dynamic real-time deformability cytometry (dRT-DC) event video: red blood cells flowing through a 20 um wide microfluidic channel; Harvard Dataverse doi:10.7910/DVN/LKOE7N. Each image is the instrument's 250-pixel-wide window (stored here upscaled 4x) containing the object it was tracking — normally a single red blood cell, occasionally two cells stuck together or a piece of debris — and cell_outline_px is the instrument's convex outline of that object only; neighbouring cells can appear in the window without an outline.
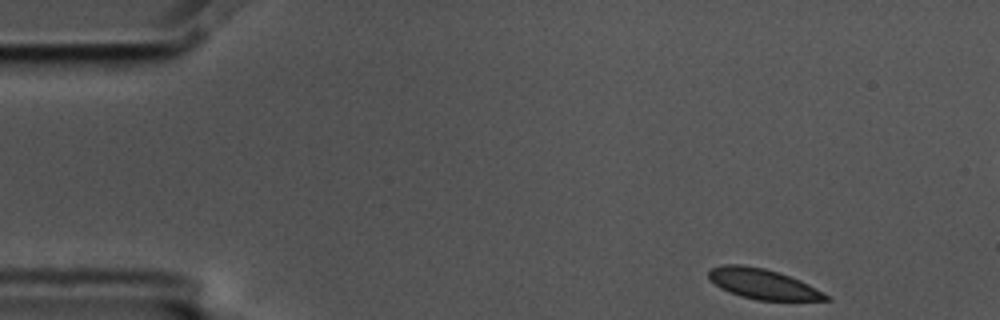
{"species": "common noctule bat (a hibernating species)", "species_latin": "Nyctalus noctula", "temperature_condition": "cold", "stored_images_in_passage": 52, "segment_of_instrument_passage": [1, 2], "camera_frame_rate_fps": 3000, "um_per_image_px": 0.085, "animal": {"sex": "male", "body_mass_g": 17.5, "forearm_length_mm": 52.3}, "frame": {"image": 1, "passage_image": 1, "time_ms": 0.0, "image_size_px": [1000, 320], "cell_outline_px": [[832, 300], [760, 300], [740, 296], [728, 292], [720, 288], [708, 276], [708, 272], [712, 268], [724, 264], [744, 264], [764, 268], [800, 280], [832, 296]], "centroid_in_image_um": [64.86, 24.13], "position_along_channel_um": 20.1, "area_um2": 20.52}}
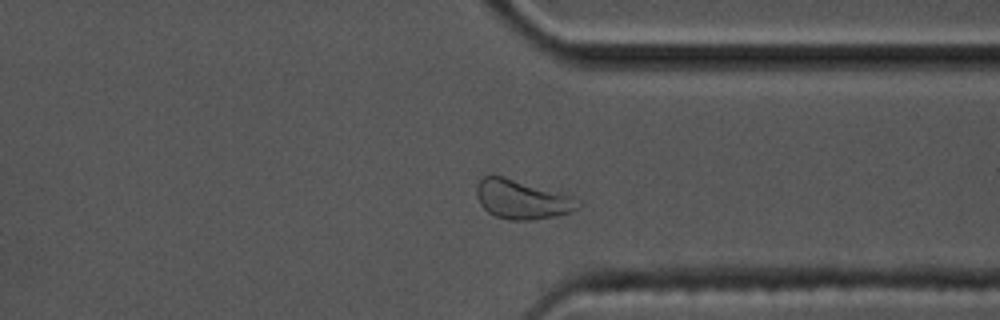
{"frame": {"image": 2, "passage_image": 38, "time_ms": 12.333, "image_size_px": [1000, 320], "cell_outline_px": [[580, 204], [572, 212], [556, 216], [532, 220], [508, 220], [496, 216], [488, 212], [480, 204], [476, 196], [476, 184], [484, 176], [504, 176], [572, 196], [580, 200]], "centroid_in_image_um": [44.35, 16.96], "position_along_channel_um": 367.0, "area_um2": 23.12}}
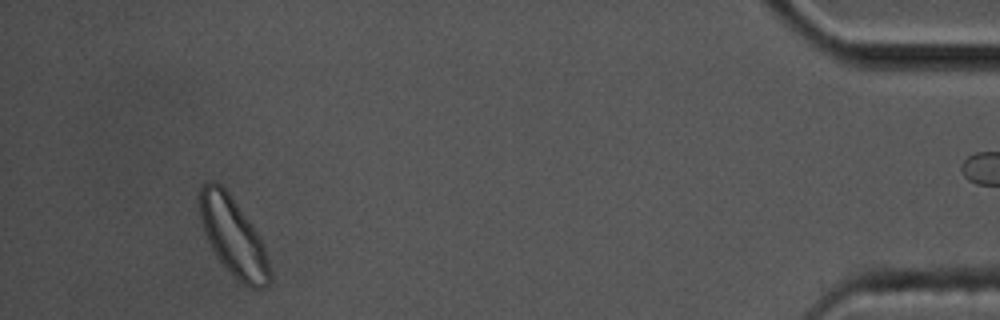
{"frame": {"image": 3, "passage_image": 48, "time_ms": 15.667, "image_size_px": [1000, 320], "cell_outline_px": [[272, 280], [264, 288], [248, 288], [224, 268], [216, 256], [204, 232], [200, 220], [200, 188], [208, 180], [212, 180], [220, 184], [228, 192], [252, 224], [260, 236], [272, 272]], "centroid_in_image_um": [19.84, 20.15], "position_along_channel_um": 415.4, "area_um2": 32.14}}